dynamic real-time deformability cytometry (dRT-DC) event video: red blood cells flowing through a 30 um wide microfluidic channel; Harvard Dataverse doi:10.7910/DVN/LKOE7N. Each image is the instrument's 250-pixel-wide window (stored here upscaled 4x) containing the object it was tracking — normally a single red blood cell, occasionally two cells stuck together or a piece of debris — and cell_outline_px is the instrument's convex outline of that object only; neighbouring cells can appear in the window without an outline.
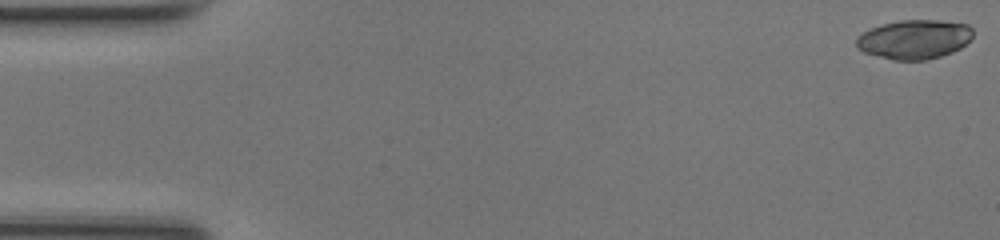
{"species": "common noctule bat (a hibernating species)", "species_latin": "Nyctalus noctula", "temperature_condition": "room temperature", "stored_images_in_passage": 49, "camera_frame_rate_fps": 3000, "um_per_image_px": 0.085, "animal": {"sex": "female", "body_mass_g": 17.0, "forearm_length_mm": 48.0}, "frame": {"image": 1, "passage_image": 1, "time_ms": 0.0, "image_size_px": [1000, 240], "cell_outline_px": [[972, 36], [960, 48], [952, 52], [940, 56], [924, 60], [892, 60], [864, 52], [856, 48], [856, 36], [880, 24], [900, 20], [940, 20], [968, 24], [972, 28]], "centroid_in_image_um": [77.69, 3.34], "position_along_channel_um": 7.3, "area_um2": 26.65}}
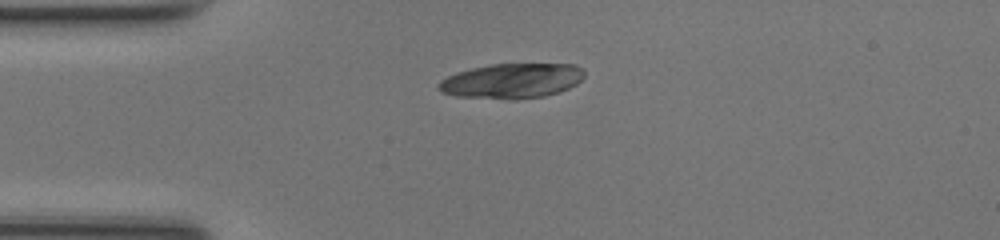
{"frame": {"image": 2, "passage_image": 13, "time_ms": 4.0, "image_size_px": [1000, 240], "cell_outline_px": [[584, 76], [576, 84], [560, 92], [544, 96], [516, 100], [456, 96], [440, 92], [436, 88], [436, 84], [440, 80], [456, 72], [472, 68], [492, 64], [576, 64], [584, 68]], "centroid_in_image_um": [43.49, 6.88], "position_along_channel_um": 41.5, "area_um2": 30.0}}